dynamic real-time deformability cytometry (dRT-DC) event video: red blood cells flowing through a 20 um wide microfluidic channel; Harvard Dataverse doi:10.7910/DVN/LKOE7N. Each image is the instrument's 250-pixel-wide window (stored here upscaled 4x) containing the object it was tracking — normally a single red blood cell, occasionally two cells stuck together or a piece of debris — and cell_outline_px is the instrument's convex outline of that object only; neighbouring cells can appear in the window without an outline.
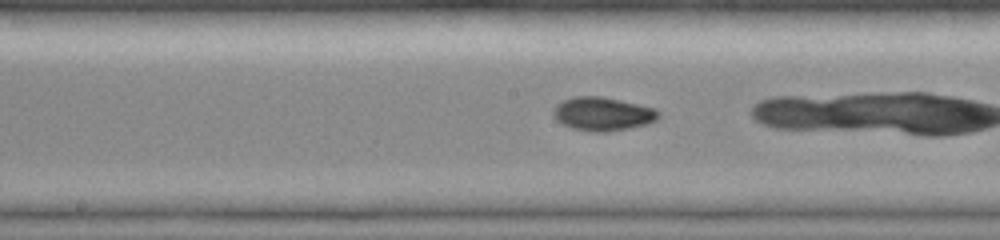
{"species": "common noctule bat (a hibernating species)", "species_latin": "Nyctalus noctula", "temperature_condition": "room temperature", "stored_images_in_passage": 30, "camera_frame_rate_fps": 3000, "um_per_image_px": 0.085, "animal": {"sex": "female", "body_mass_g": 19.0, "forearm_length_mm": 51.5}, "frame": {"image": 1, "passage_image": 20, "time_ms": 6.333, "image_size_px": [1000, 240], "cell_outline_px": [[660, 116], [656, 120], [648, 124], [608, 132], [592, 132], [572, 128], [556, 120], [552, 112], [552, 108], [556, 104], [572, 96], [600, 96], [620, 100], [656, 108], [660, 112]], "centroid_in_image_um": [51.23, 9.68], "position_along_channel_um": 197.0, "area_um2": 20.75}}